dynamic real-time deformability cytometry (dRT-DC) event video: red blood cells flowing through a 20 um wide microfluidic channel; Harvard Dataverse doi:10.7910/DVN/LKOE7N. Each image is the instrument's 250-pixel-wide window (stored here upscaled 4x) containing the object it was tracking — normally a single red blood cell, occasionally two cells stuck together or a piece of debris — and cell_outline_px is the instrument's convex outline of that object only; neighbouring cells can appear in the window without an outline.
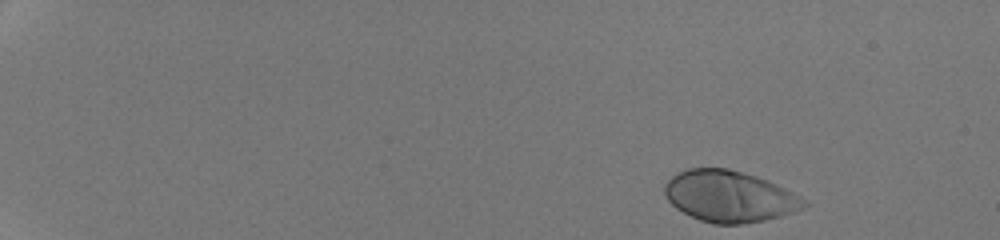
{"species": "human", "species_latin": "Homo sapiens", "temperature_condition": "room temperature", "stored_images_in_passage": 41, "camera_frame_rate_fps": 3000, "um_per_image_px": 0.085, "donor": {"sex": "male"}, "frame": {"image": 1, "passage_image": 1, "time_ms": 0.0, "image_size_px": [1000, 240], "cell_outline_px": [[812, 204], [804, 208], [780, 216], [764, 220], [740, 224], [712, 224], [700, 220], [676, 208], [668, 200], [664, 192], [664, 184], [672, 176], [688, 168], [728, 168], [756, 176], [768, 180], [792, 192]], "centroid_in_image_um": [62.01, 16.69], "position_along_channel_um": 23.0, "area_um2": 41.56}}
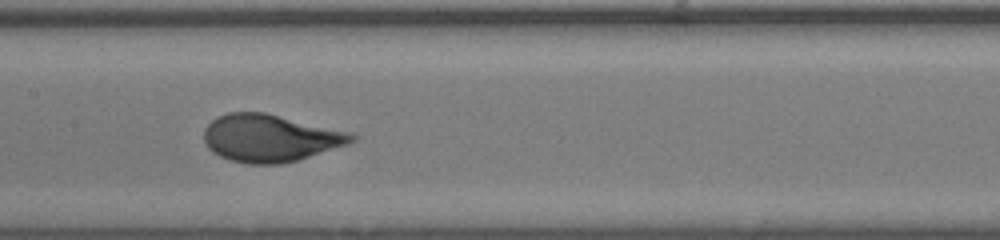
{"frame": {"image": 2, "passage_image": 24, "time_ms": 7.667, "image_size_px": [1000, 240], "cell_outline_px": [[356, 140], [348, 144], [296, 160], [280, 164], [248, 164], [228, 160], [212, 152], [204, 144], [204, 128], [216, 116], [228, 112], [264, 112], [348, 132], [356, 136]], "centroid_in_image_um": [22.89, 11.74], "position_along_channel_um": 184.5, "area_um2": 40.58}}
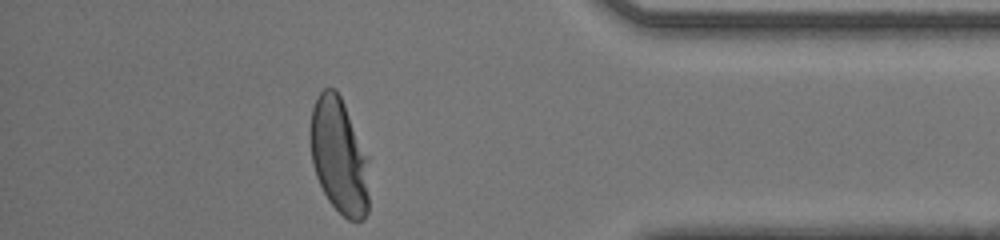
{"frame": {"image": 3, "passage_image": 41, "time_ms": 13.333, "image_size_px": [1000, 240], "cell_outline_px": [[368, 212], [364, 220], [348, 220], [328, 200], [316, 176], [312, 164], [312, 108], [320, 92], [324, 88], [336, 88], [344, 104], [368, 156]], "centroid_in_image_um": [28.85, 13.29], "position_along_channel_um": 406.3, "area_um2": 39.13}, "authors_computed_cell_mechanics": {"area_um2": 40.3444, "velocity_mm_per_s": 4.264, "shape_relaxation_time_tau1_ms": 2.8209, "shape_relaxation_time_tau2_ms": null, "deformation_change_tau1": 0.194, "deformation_change_tau2": null}}